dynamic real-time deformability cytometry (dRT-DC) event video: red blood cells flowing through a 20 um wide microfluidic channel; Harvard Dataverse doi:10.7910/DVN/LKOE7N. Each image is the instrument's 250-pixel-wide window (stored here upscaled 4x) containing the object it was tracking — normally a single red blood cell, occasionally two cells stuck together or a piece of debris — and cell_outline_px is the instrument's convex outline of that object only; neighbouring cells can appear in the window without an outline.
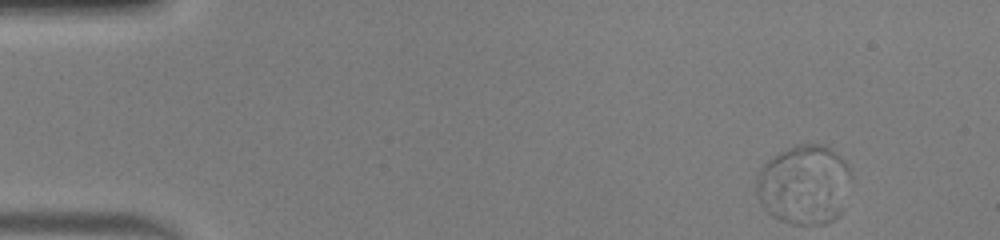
{"species": "human", "species_latin": "Homo sapiens", "temperature_condition": "warm", "stored_images_in_passage": 46, "camera_frame_rate_fps": 3000, "um_per_image_px": 0.085, "donor": {"sex": "male"}, "frame": {"image": 1, "passage_image": 1, "time_ms": 0.0, "image_size_px": [1000, 240], "cell_outline_px": [[852, 180], [836, 216], [832, 220], [824, 224], [792, 224], [768, 212], [764, 208], [756, 196], [756, 176], [760, 168], [772, 156], [796, 144], [824, 144], [832, 148], [844, 160], [852, 176]], "centroid_in_image_um": [68.33, 15.65], "position_along_channel_um": 16.7, "area_um2": 43.7}}
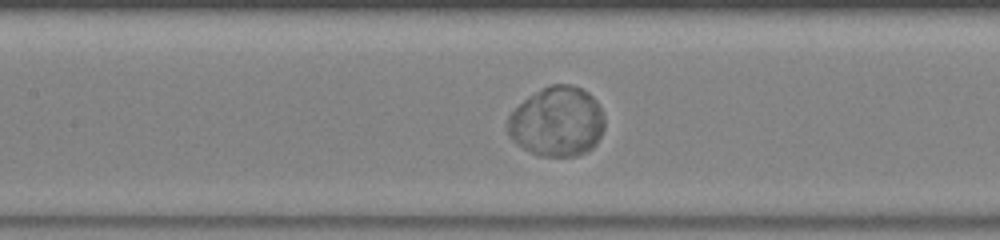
{"frame": {"image": 2, "passage_image": 20, "time_ms": 6.333, "image_size_px": [1000, 240], "cell_outline_px": [[604, 128], [596, 144], [588, 152], [576, 156], [536, 156], [516, 144], [508, 136], [508, 116], [528, 96], [552, 84], [568, 84], [580, 88], [588, 92], [596, 100], [604, 116]], "centroid_in_image_um": [47.35, 10.37], "position_along_channel_um": 160.0, "area_um2": 39.54}}
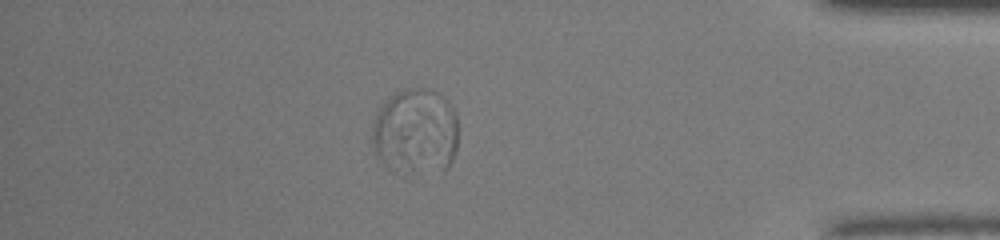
{"frame": {"image": 3, "passage_image": 40, "time_ms": 13.0, "image_size_px": [1000, 240], "cell_outline_px": [[456, 148], [452, 160], [448, 168], [444, 172], [416, 180], [408, 180], [392, 172], [376, 156], [372, 140], [372, 124], [376, 112], [388, 96], [396, 92], [408, 88], [428, 88], [444, 96], [452, 104], [456, 112]], "centroid_in_image_um": [35.31, 11.32], "position_along_channel_um": 399.9, "area_um2": 45.78}, "authors_computed_cell_mechanics": {"area_um2": 40.1999, "velocity_mm_per_s": 4.1058, "shape_relaxation_time_tau1_ms": 2.2686, "shape_relaxation_time_tau2_ms": null, "deformation_change_tau1": 0.0295, "deformation_change_tau2": null}}